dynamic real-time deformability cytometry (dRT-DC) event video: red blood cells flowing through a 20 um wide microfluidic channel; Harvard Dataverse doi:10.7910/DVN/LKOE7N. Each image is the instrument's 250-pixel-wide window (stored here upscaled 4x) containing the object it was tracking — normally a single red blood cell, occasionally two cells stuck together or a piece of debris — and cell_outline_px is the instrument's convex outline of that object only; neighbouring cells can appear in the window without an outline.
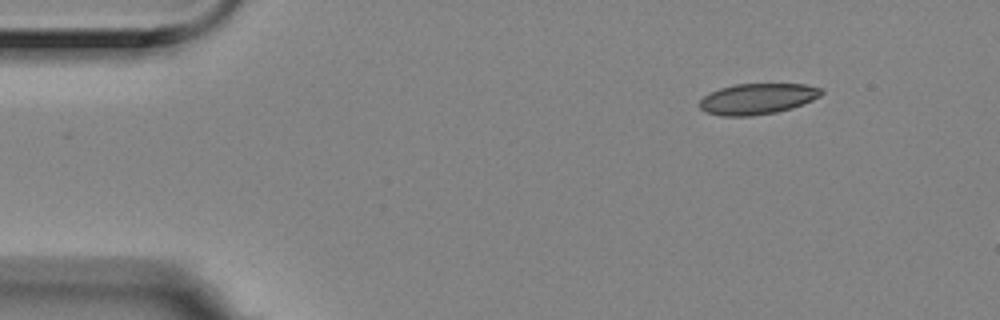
{"species": "Egyptian fruit bat (a non-hibernating species)", "species_latin": "Rousettus aegyptiacus", "temperature_condition": "room temperature", "stored_images_in_passage": 3, "camera_frame_rate_fps": 3000, "um_per_image_px": 0.085, "animal": {"sex": "female"}, "frame": {"image": 1, "passage_image": 3, "time_ms": 0.667, "image_size_px": [1000, 320], "cell_outline_px": [[824, 92], [820, 96], [812, 100], [792, 108], [776, 112], [752, 116], [720, 116], [704, 112], [700, 108], [700, 100], [704, 96], [720, 88], [736, 84], [804, 84], [824, 88]], "centroid_in_image_um": [64.4, 8.4], "position_along_channel_um": 20.6, "area_um2": 21.96}}